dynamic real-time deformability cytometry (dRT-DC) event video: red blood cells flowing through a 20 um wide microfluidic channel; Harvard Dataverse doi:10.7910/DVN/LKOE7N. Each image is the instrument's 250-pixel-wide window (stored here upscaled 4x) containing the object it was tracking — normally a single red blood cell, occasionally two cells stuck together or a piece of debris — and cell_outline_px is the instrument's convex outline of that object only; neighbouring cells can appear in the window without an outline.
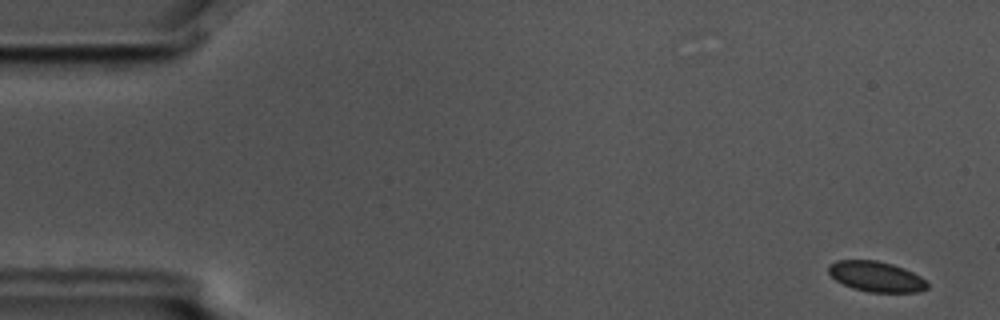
{"species": "common noctule bat (a hibernating species)", "species_latin": "Nyctalus noctula", "temperature_condition": "cold", "stored_images_in_passage": 56, "camera_frame_rate_fps": 3000, "um_per_image_px": 0.085, "animal": {"sex": "male", "body_mass_g": 17.5, "forearm_length_mm": 52.3}, "frame": {"image": 1, "passage_image": 2, "time_ms": 0.333, "image_size_px": [1000, 320], "cell_outline_px": [[928, 288], [920, 292], [868, 292], [852, 288], [836, 280], [828, 272], [828, 264], [836, 260], [876, 260], [892, 264], [904, 268], [920, 276], [928, 284]], "centroid_in_image_um": [74.46, 23.5], "position_along_channel_um": 10.5, "area_um2": 17.51}}
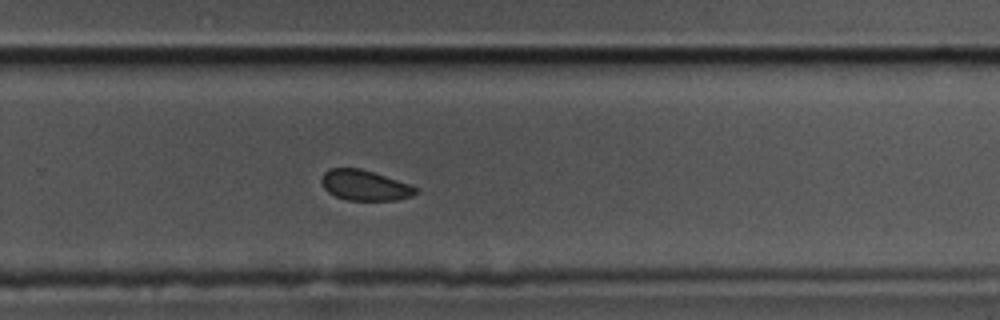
{"frame": {"image": 2, "passage_image": 37, "time_ms": 12.0, "image_size_px": [1000, 320], "cell_outline_px": [[420, 188], [412, 196], [396, 200], [348, 200], [336, 196], [328, 192], [324, 188], [320, 180], [324, 172], [328, 168], [360, 168]], "centroid_in_image_um": [30.97, 15.75], "position_along_channel_um": 298.8, "area_um2": 16.53}}
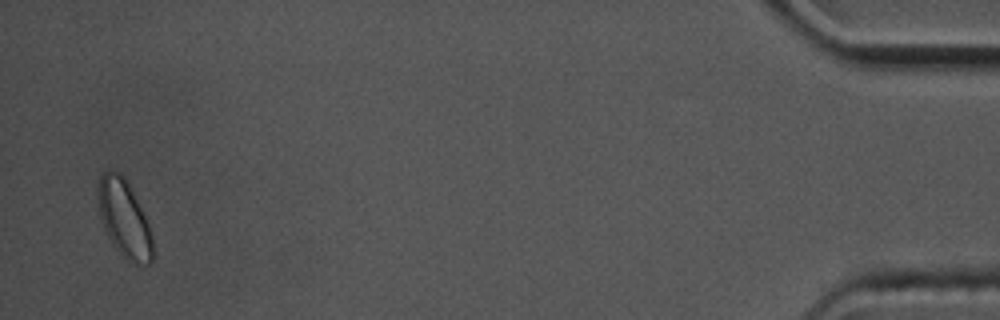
{"frame": {"image": 3, "passage_image": 55, "time_ms": 18.0, "image_size_px": [1000, 320], "cell_outline_px": [[152, 264], [136, 264], [128, 260], [112, 244], [104, 228], [100, 216], [100, 176], [108, 168], [124, 176], [148, 220], [152, 236]], "centroid_in_image_um": [10.6, 18.61], "position_along_channel_um": 424.6, "area_um2": 24.1}, "authors_computed_cell_mechanics": {"area_um2": 17.8024, "velocity_mm_per_s": 3.5386, "shape_relaxation_time_tau1_ms": 1.6402, "shape_relaxation_time_tau2_ms": 1.5302, "deformation_change_tau1": 0.0303, "deformation_change_tau2": 0.0485}}